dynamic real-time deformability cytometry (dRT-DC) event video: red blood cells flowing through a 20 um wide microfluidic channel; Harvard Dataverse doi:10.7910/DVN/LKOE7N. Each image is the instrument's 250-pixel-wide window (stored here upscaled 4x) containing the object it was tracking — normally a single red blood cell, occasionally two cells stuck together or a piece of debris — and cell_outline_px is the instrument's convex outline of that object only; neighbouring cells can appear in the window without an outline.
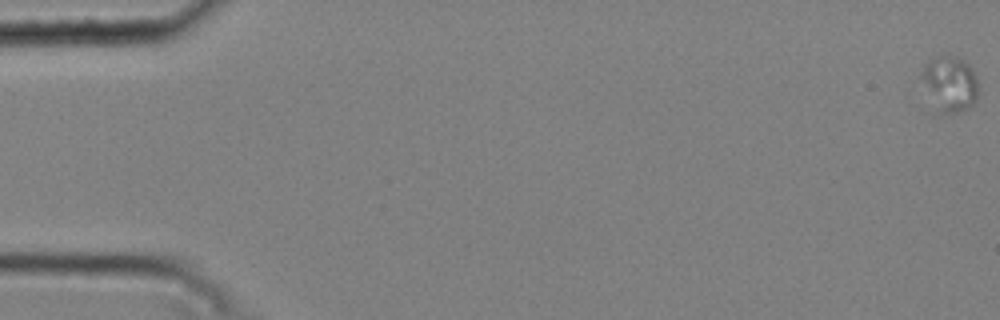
{"species": "common noctule bat (a hibernating species)", "species_latin": "Nyctalus noctula", "temperature_condition": "cold", "stored_images_in_passage": 11, "camera_frame_rate_fps": 3000, "um_per_image_px": 0.085, "animal": {"sex": "male", "body_mass_g": 20.4}, "frame": {"image": 1, "passage_image": 1, "time_ms": 0.0, "image_size_px": [1000, 320], "cell_outline_px": [[976, 100], [968, 108], [956, 112], [940, 116], [920, 76], [924, 64], [928, 60], [940, 56], [956, 56], [964, 60], [972, 68], [976, 76]], "centroid_in_image_um": [80.72, 7.12], "position_along_channel_um": 4.3, "area_um2": 18.15}}